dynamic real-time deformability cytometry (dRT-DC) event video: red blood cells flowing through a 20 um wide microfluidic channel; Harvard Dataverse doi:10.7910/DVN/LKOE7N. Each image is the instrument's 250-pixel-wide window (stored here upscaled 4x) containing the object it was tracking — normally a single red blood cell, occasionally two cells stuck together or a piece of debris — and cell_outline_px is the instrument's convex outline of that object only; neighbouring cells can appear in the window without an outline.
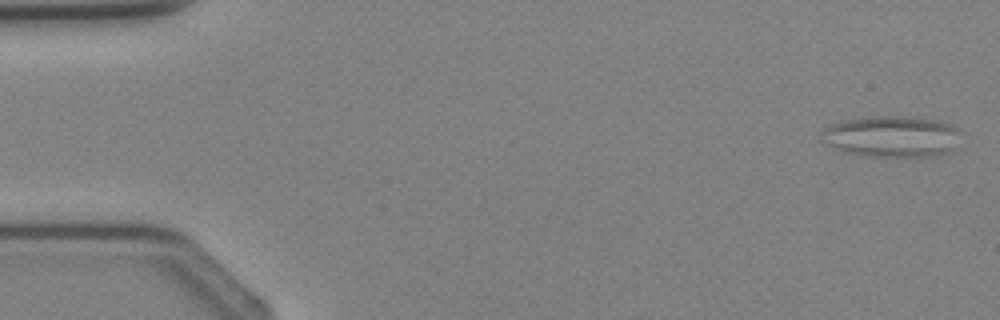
{"species": "Egyptian fruit bat (a non-hibernating species)", "species_latin": "Rousettus aegyptiacus", "temperature_condition": "cold", "stored_images_in_passage": 4, "camera_frame_rate_fps": 3000, "um_per_image_px": 0.085, "animal": {"sex": "female"}, "frame": {"image": 1, "passage_image": 1, "time_ms": 0.0, "image_size_px": [1000, 320], "cell_outline_px": [[960, 132], [956, 148], [952, 152], [936, 156], [860, 156], [844, 152], [832, 148], [824, 144], [820, 140], [820, 132], [824, 128], [832, 124], [844, 120], [860, 116], [916, 116], [936, 120], [952, 124], [960, 128]], "centroid_in_image_um": [75.79, 11.59], "position_along_channel_um": 9.2, "area_um2": 34.56}}